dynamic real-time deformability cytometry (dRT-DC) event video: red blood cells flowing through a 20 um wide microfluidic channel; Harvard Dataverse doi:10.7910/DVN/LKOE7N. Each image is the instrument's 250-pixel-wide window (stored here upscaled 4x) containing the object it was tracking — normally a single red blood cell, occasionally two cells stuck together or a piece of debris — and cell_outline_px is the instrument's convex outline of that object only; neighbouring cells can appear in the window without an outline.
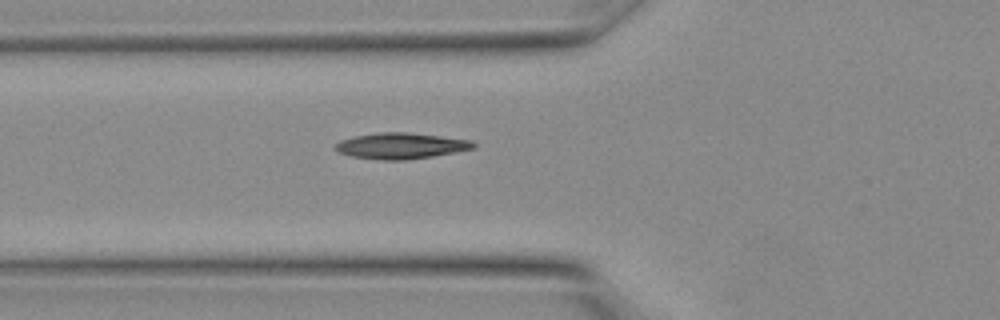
{"species": "Egyptian fruit bat (a non-hibernating species)", "species_latin": "Rousettus aegyptiacus", "temperature_condition": "warm", "stored_images_in_passage": 4, "camera_frame_rate_fps": 3000, "um_per_image_px": 0.085, "animal": {"sex": "female"}, "frame": {"image": 1, "passage_image": 2, "time_ms": 0.333, "image_size_px": [1000, 320], "cell_outline_px": [[476, 148], [432, 156], [404, 160], [384, 160], [348, 156], [332, 148], [340, 140], [356, 136], [384, 132], [404, 132], [440, 136], [472, 140], [476, 144]], "centroid_in_image_um": [34.07, 12.4], "position_along_channel_um": 91.7, "area_um2": 20.75}}
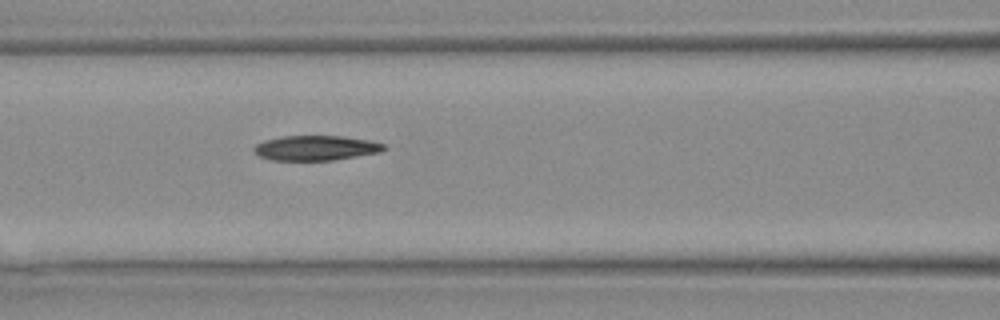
{"frame": {"image": 2, "passage_image": 4, "time_ms": 1.0, "image_size_px": [1000, 320], "cell_outline_px": [[388, 148], [380, 152], [332, 160], [272, 160], [260, 156], [252, 152], [252, 148], [256, 144], [264, 140], [284, 136], [344, 136], [372, 140], [388, 144]], "centroid_in_image_um": [26.88, 12.57], "position_along_channel_um": 139.7, "area_um2": 19.07}}